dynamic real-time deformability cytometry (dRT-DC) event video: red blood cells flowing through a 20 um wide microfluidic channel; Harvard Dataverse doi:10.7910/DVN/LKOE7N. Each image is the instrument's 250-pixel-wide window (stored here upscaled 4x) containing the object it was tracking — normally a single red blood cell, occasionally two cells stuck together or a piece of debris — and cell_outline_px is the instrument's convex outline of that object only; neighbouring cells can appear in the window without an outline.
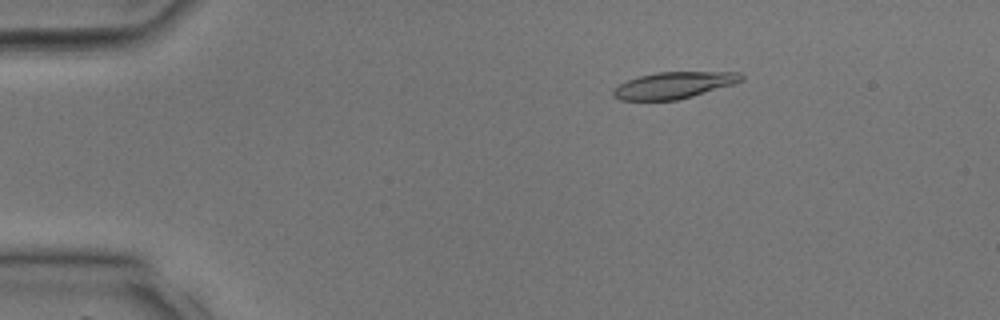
{"species": "common noctule bat (a hibernating species)", "species_latin": "Nyctalus noctula", "temperature_condition": "room temperature", "stored_images_in_passage": 38, "camera_frame_rate_fps": 3000, "um_per_image_px": 0.085, "animal": {"sex": "male", "body_mass_g": 17.9, "forearm_length_mm": 54.2}, "frame": {"image": 1, "passage_image": 6, "time_ms": 1.667, "image_size_px": [1000, 320], "cell_outline_px": [[744, 80], [732, 84], [692, 96], [676, 100], [620, 100], [612, 96], [612, 92], [620, 84], [628, 80], [640, 76], [656, 72], [740, 72], [744, 76]], "centroid_in_image_um": [57.27, 7.24], "position_along_channel_um": 27.7, "area_um2": 19.59}}
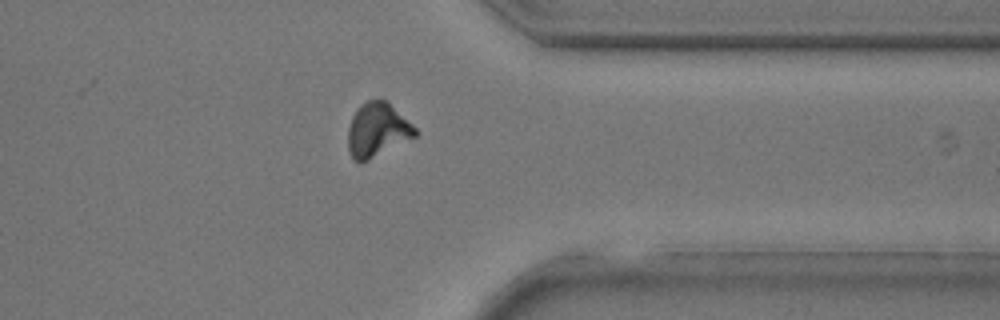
{"frame": {"image": 2, "passage_image": 30, "time_ms": 9.667, "image_size_px": [1000, 320], "cell_outline_px": [[416, 136], [360, 164], [352, 160], [348, 152], [348, 128], [352, 116], [356, 108], [360, 104], [368, 100], [388, 100], [416, 128]], "centroid_in_image_um": [32.03, 11.05], "position_along_channel_um": 379.4, "area_um2": 21.33}}
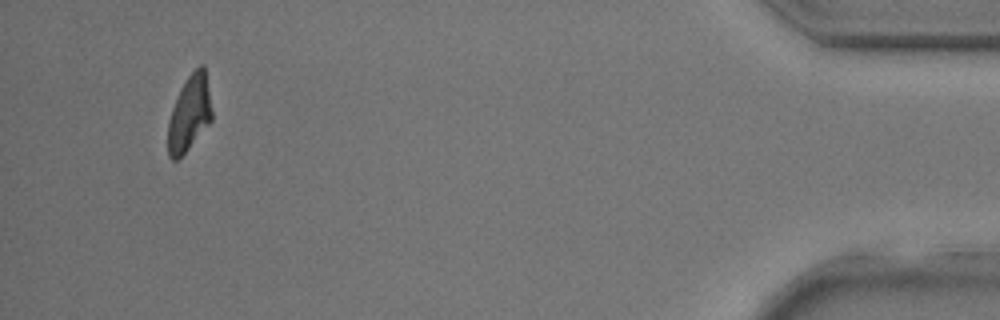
{"frame": {"image": 3, "passage_image": 36, "time_ms": 11.667, "image_size_px": [1000, 320], "cell_outline_px": [[212, 120], [188, 148], [176, 160], [172, 160], [168, 156], [168, 120], [172, 108], [180, 88], [188, 76], [200, 64], [204, 64], [212, 112]], "centroid_in_image_um": [16.09, 9.62], "position_along_channel_um": 419.1, "area_um2": 19.07}}